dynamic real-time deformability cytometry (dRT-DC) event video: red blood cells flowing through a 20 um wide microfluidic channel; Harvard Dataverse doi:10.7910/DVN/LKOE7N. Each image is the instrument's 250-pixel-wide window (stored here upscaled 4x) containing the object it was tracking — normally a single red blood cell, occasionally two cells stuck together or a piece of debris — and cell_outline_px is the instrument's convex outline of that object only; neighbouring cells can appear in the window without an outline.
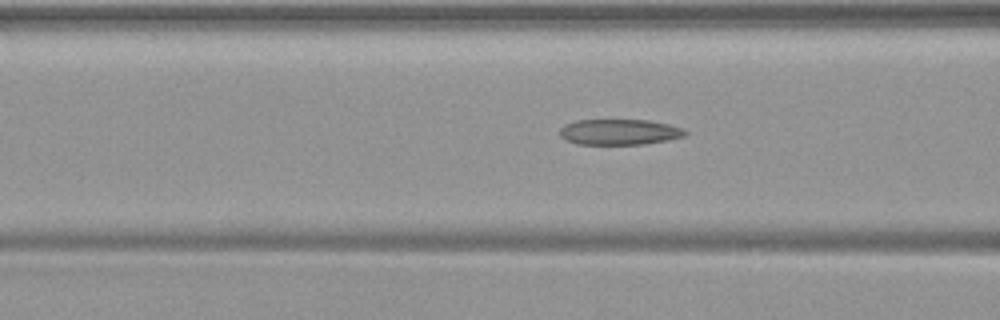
{"species": "common noctule bat (a hibernating species)", "species_latin": "Nyctalus noctula", "temperature_condition": "warm", "stored_images_in_passage": 47, "camera_frame_rate_fps": 3000, "um_per_image_px": 0.085, "animal": {"sex": "female", "body_mass_g": 19.9}, "frame": {"image": 1, "passage_image": 17, "time_ms": 5.333, "image_size_px": [1000, 320], "cell_outline_px": [[688, 132], [684, 136], [668, 140], [644, 144], [576, 144], [564, 140], [560, 136], [560, 128], [564, 124], [576, 120], [648, 120], [668, 124], [684, 128]], "centroid_in_image_um": [52.63, 11.22], "position_along_channel_um": 114.0, "area_um2": 18.9}}
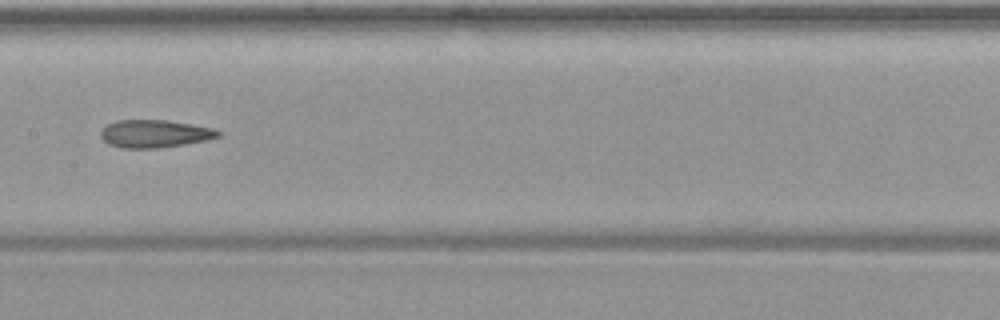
{"frame": {"image": 2, "passage_image": 23, "time_ms": 7.333, "image_size_px": [1000, 320], "cell_outline_px": [[224, 132], [220, 136], [208, 140], [184, 144], [156, 148], [120, 148], [108, 144], [100, 136], [100, 132], [108, 124], [116, 120], [168, 120], [216, 128]], "centroid_in_image_um": [13.2, 11.36], "position_along_channel_um": 194.2, "area_um2": 19.19}}
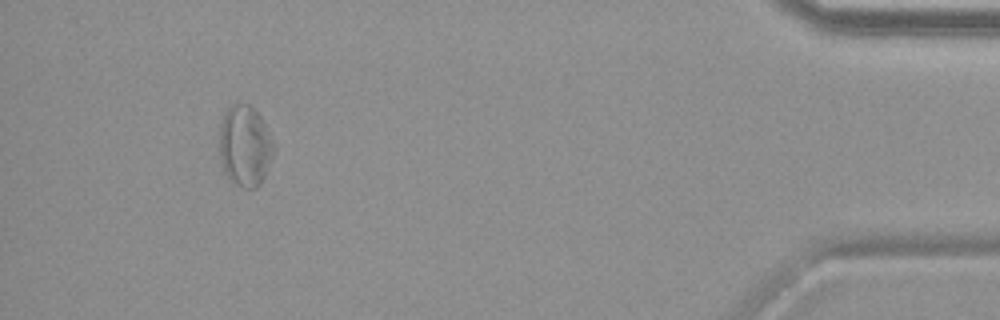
{"frame": {"image": 3, "passage_image": 44, "time_ms": 14.333, "image_size_px": [1000, 320], "cell_outline_px": [[276, 148], [264, 176], [260, 184], [256, 188], [244, 188], [228, 180], [224, 172], [220, 160], [220, 120], [224, 112], [232, 104], [248, 104], [260, 116], [276, 144]], "centroid_in_image_um": [20.82, 12.41], "position_along_channel_um": 414.4, "area_um2": 25.89}}